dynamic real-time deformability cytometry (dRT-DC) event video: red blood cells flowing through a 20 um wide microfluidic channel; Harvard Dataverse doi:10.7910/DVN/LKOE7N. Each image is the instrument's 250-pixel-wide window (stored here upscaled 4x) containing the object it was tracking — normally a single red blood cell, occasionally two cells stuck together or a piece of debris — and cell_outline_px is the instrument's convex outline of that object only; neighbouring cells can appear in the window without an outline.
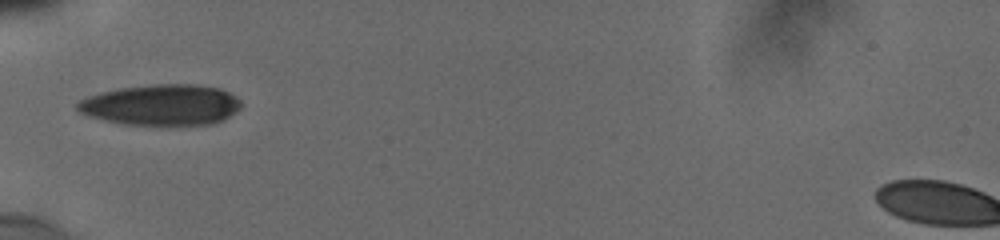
{"species": "human", "species_latin": "Homo sapiens", "temperature_condition": "cold", "stored_images_in_passage": 20, "camera_frame_rate_fps": 3000, "um_per_image_px": 0.085, "donor": {"sex": "male"}, "frame": {"image": 1, "passage_image": 1, "time_ms": 0.0, "image_size_px": [1000, 240], "cell_outline_px": [[240, 108], [228, 116], [212, 124], [120, 124], [88, 116], [80, 112], [76, 108], [76, 104], [80, 100], [88, 96], [100, 92], [120, 88], [152, 84], [196, 84], [220, 88], [236, 96], [240, 100]], "centroid_in_image_um": [13.68, 8.9], "position_along_channel_um": 71.3, "area_um2": 38.78}}
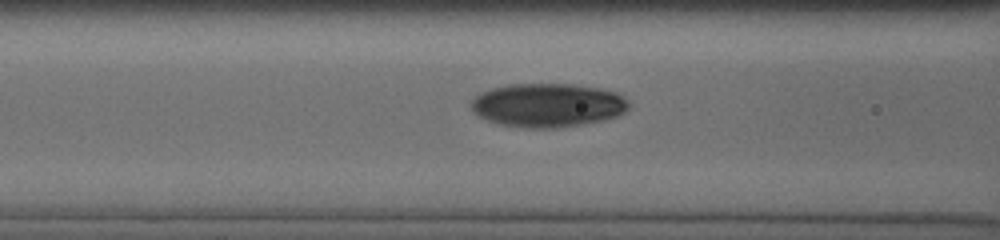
{"frame": {"image": 2, "passage_image": 13, "time_ms": 1.333, "image_size_px": [1000, 240], "cell_outline_px": [[628, 108], [624, 112], [616, 116], [604, 120], [556, 128], [524, 128], [500, 124], [488, 120], [472, 112], [472, 100], [480, 92], [492, 88], [508, 84], [572, 84], [600, 88], [616, 92], [628, 100]], "centroid_in_image_um": [46.55, 8.93], "position_along_channel_um": 120.1, "area_um2": 40.17}}